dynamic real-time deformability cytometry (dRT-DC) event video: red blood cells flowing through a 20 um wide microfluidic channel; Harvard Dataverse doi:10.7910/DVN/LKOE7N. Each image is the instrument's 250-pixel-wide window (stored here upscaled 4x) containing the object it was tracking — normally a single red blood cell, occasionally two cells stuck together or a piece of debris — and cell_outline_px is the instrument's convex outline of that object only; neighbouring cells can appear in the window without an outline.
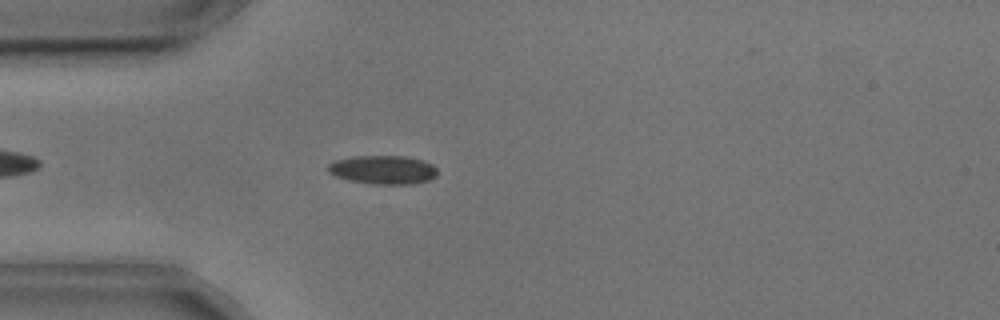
{"species": "common noctule bat (a hibernating species)", "species_latin": "Nyctalus noctula", "temperature_condition": "cold", "stored_images_in_passage": 41, "camera_frame_rate_fps": 3000, "um_per_image_px": 0.085, "animal": {"sex": "male", "body_mass_g": 17.9, "forearm_length_mm": 54.2}, "frame": {"image": 1, "passage_image": 6, "time_ms": 1.667, "image_size_px": [1000, 320], "cell_outline_px": [[436, 176], [428, 180], [412, 184], [372, 184], [348, 180], [336, 176], [328, 172], [328, 164], [336, 160], [352, 156], [404, 156], [424, 160], [432, 164], [436, 168]], "centroid_in_image_um": [32.55, 14.43], "position_along_channel_um": 52.4, "area_um2": 18.32}}
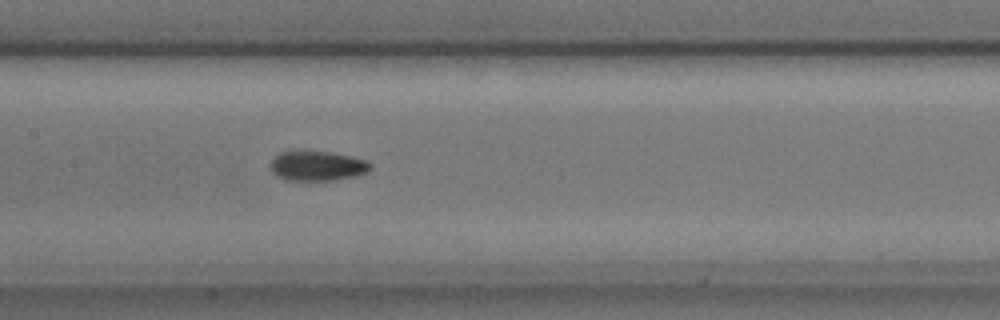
{"frame": {"image": 2, "passage_image": 17, "time_ms": 5.333, "image_size_px": [1000, 320], "cell_outline_px": [[372, 168], [368, 172], [356, 176], [332, 180], [284, 180], [276, 176], [272, 172], [272, 160], [280, 152], [332, 152], [352, 156], [368, 160], [372, 164]], "centroid_in_image_um": [27.04, 14.11], "position_along_channel_um": 180.4, "area_um2": 17.28}}
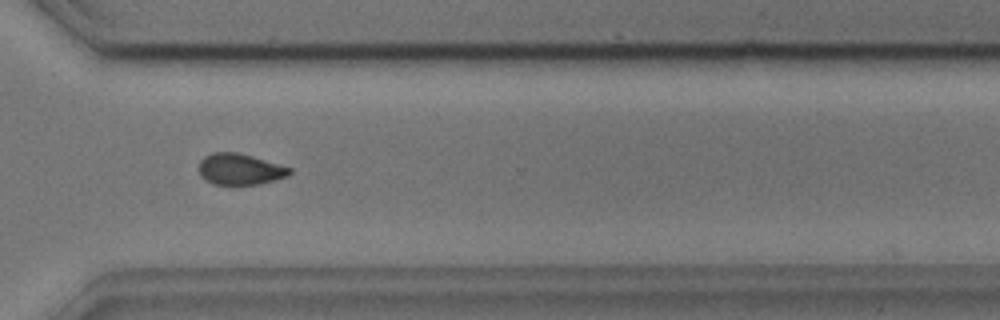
{"frame": {"image": 3, "passage_image": 31, "time_ms": 10.0, "image_size_px": [1000, 320], "cell_outline_px": [[292, 172], [288, 176], [256, 184], [212, 184], [204, 180], [200, 176], [200, 160], [204, 156], [212, 152], [236, 152], [252, 156], [292, 168]], "centroid_in_image_um": [20.37, 14.37], "position_along_channel_um": 350.2, "area_um2": 16.36}, "authors_computed_cell_mechanics": {"area_um2": 17.2244, "velocity_mm_per_s": 3.634, "shape_relaxation_time_tau1_ms": 7.6686, "shape_relaxation_time_tau2_ms": 11.0534, "deformation_change_tau1": 0.1354, "deformation_change_tau2": 0.1468}}